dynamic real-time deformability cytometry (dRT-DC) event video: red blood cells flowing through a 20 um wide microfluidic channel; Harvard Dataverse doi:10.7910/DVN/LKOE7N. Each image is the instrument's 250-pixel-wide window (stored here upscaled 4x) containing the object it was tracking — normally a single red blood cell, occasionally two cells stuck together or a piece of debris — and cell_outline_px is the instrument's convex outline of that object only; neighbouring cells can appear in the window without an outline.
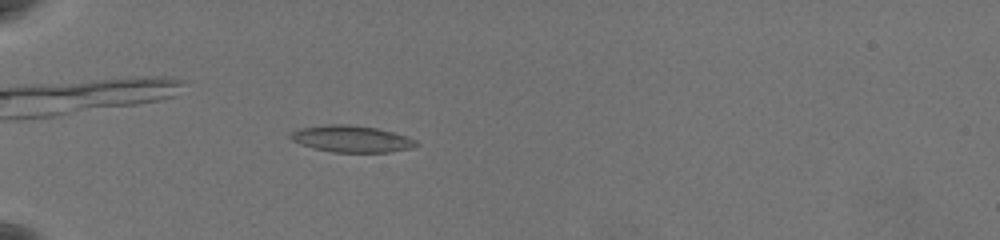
{"species": "common noctule bat (a hibernating species)", "species_latin": "Nyctalus noctula", "temperature_condition": "warm", "stored_images_in_passage": 54, "camera_frame_rate_fps": 3000, "um_per_image_px": 0.085, "animal": {"sex": "female", "body_mass_g": 19.5, "forearm_length_mm": 54.1}, "frame": {"image": 1, "passage_image": 14, "time_ms": 4.333, "image_size_px": [1000, 240], "cell_outline_px": [[420, 144], [412, 148], [388, 152], [332, 152], [312, 148], [300, 144], [292, 140], [288, 136], [288, 132], [300, 128], [328, 124], [348, 124], [376, 128], [392, 132], [416, 140]], "centroid_in_image_um": [29.83, 11.8], "position_along_channel_um": 55.2, "area_um2": 19.59}}
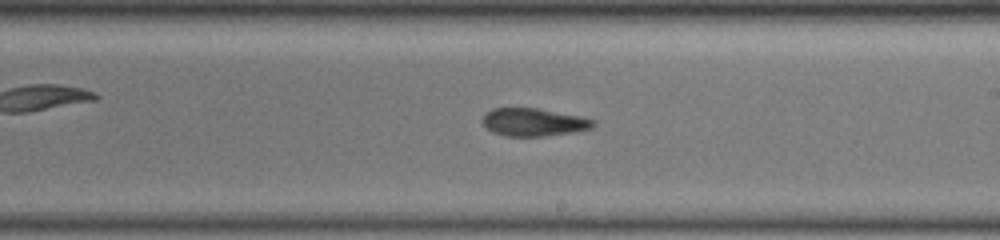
{"frame": {"image": 2, "passage_image": 32, "time_ms": 10.333, "image_size_px": [1000, 240], "cell_outline_px": [[596, 124], [592, 128], [576, 132], [544, 136], [504, 136], [492, 132], [480, 120], [484, 112], [492, 108], [536, 108], [580, 116], [596, 120]], "centroid_in_image_um": [45.35, 10.38], "position_along_channel_um": 243.7, "area_um2": 18.21}}
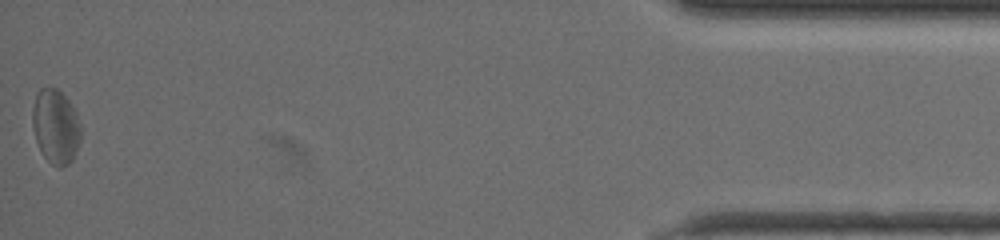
{"frame": {"image": 3, "passage_image": 54, "time_ms": 17.667, "image_size_px": [1000, 240], "cell_outline_px": [[80, 140], [76, 152], [72, 160], [68, 164], [60, 168], [52, 164], [44, 156], [36, 140], [32, 128], [32, 108], [36, 92], [40, 88], [56, 88], [76, 108], [80, 124]], "centroid_in_image_um": [4.73, 10.74], "position_along_channel_um": 430.5, "area_um2": 21.1}, "authors_computed_cell_mechanics": {"area_um2": 19.4208, "velocity_mm_per_s": 3.5678, "shape_relaxation_time_tau1_ms": null, "shape_relaxation_time_tau2_ms": 4.8022, "deformation_change_tau1": null, "deformation_change_tau2": 0.1373}}